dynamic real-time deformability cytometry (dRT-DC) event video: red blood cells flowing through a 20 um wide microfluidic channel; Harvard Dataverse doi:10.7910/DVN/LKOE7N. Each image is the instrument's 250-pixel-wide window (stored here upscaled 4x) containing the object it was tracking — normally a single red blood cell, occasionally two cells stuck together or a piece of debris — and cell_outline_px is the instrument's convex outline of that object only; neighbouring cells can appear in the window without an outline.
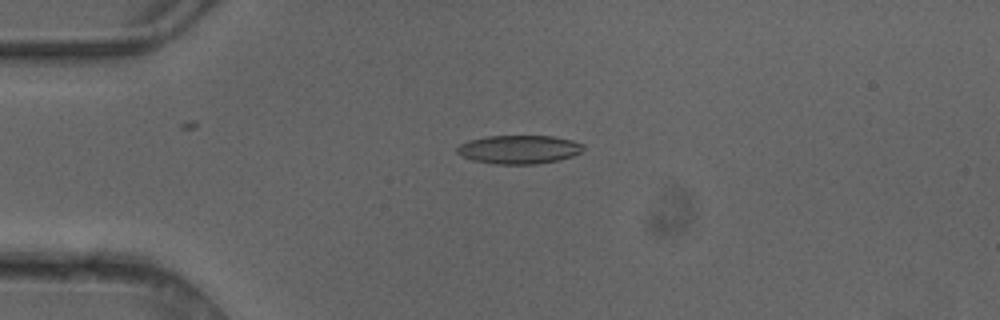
{"species": "common noctule bat (a hibernating species)", "species_latin": "Nyctalus noctula", "temperature_condition": "cold", "stored_images_in_passage": 4, "camera_frame_rate_fps": 3000, "um_per_image_px": 0.085, "animal": {"sex": "female"}, "frame": {"image": 1, "passage_image": 3, "time_ms": 0.667, "image_size_px": [1000, 320], "cell_outline_px": [[584, 148], [580, 152], [572, 156], [560, 160], [536, 164], [492, 164], [472, 160], [460, 156], [456, 152], [456, 148], [460, 144], [468, 140], [484, 136], [552, 136], [572, 140], [584, 144]], "centroid_in_image_um": [44.08, 12.7], "position_along_channel_um": 40.9, "area_um2": 21.27}}